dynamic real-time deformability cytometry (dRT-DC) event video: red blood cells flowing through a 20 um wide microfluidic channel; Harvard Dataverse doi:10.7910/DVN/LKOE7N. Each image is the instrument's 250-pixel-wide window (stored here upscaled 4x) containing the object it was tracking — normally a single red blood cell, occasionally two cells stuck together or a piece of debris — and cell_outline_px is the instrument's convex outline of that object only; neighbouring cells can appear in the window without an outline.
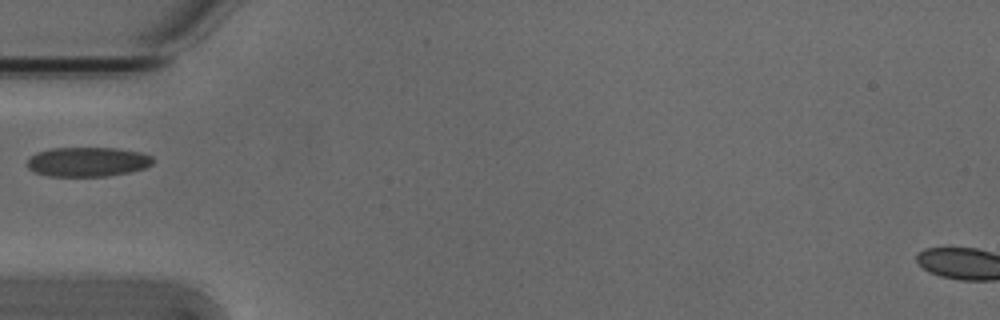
{"species": "Egyptian fruit bat (a non-hibernating species)", "species_latin": "Rousettus aegyptiacus", "temperature_condition": "cold", "stored_images_in_passage": 2, "camera_frame_rate_fps": 3000, "um_per_image_px": 0.085, "animal": {"sex": "male"}, "frame": {"image": 1, "passage_image": 2, "time_ms": 0.333, "image_size_px": [1000, 320], "cell_outline_px": [[156, 160], [152, 164], [144, 168], [128, 172], [108, 176], [48, 176], [36, 172], [28, 168], [28, 156], [36, 152], [52, 148], [116, 148], [140, 152], [152, 156]], "centroid_in_image_um": [7.45, 13.75], "position_along_channel_um": 77.6, "area_um2": 21.68}}